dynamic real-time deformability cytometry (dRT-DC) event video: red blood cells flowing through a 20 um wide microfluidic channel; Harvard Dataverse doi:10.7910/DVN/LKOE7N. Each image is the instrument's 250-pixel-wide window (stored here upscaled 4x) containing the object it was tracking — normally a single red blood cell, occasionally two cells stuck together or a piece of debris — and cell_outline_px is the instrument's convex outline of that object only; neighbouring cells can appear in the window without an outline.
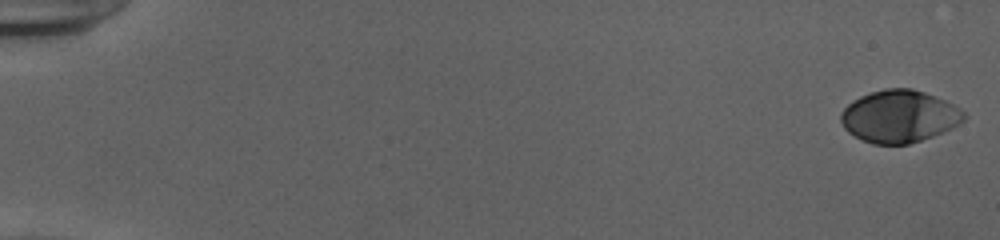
{"species": "human", "species_latin": "Homo sapiens", "temperature_condition": "cold", "stored_images_in_passage": 54, "camera_frame_rate_fps": 3000, "um_per_image_px": 0.085, "donor": {"sex": "female"}, "frame": {"image": 1, "passage_image": 1, "time_ms": 0.0, "image_size_px": [1000, 240], "cell_outline_px": [[964, 120], [960, 124], [952, 128], [932, 136], [908, 144], [872, 144], [848, 132], [844, 128], [840, 120], [840, 112], [852, 100], [860, 96], [884, 88], [912, 88], [924, 92], [944, 100], [952, 104], [964, 112]], "centroid_in_image_um": [76.41, 9.88], "position_along_channel_um": 8.6, "area_um2": 37.34}}
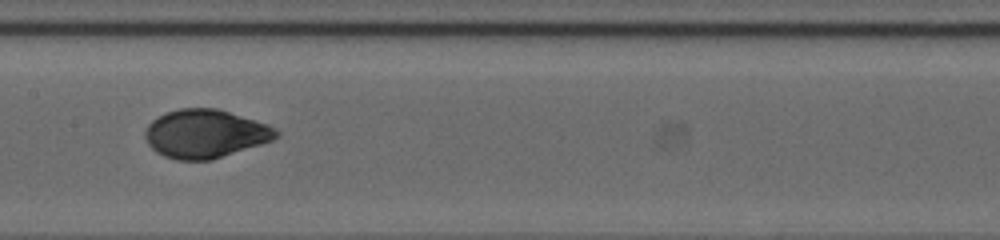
{"frame": {"image": 2, "passage_image": 29, "time_ms": 9.333, "image_size_px": [1000, 240], "cell_outline_px": [[280, 136], [272, 140], [212, 160], [176, 160], [164, 156], [156, 152], [148, 144], [144, 136], [144, 132], [148, 124], [152, 120], [164, 112], [180, 108], [216, 108], [268, 124], [276, 128], [280, 132]], "centroid_in_image_um": [17.43, 11.36], "position_along_channel_um": 190.0, "area_um2": 37.11}}
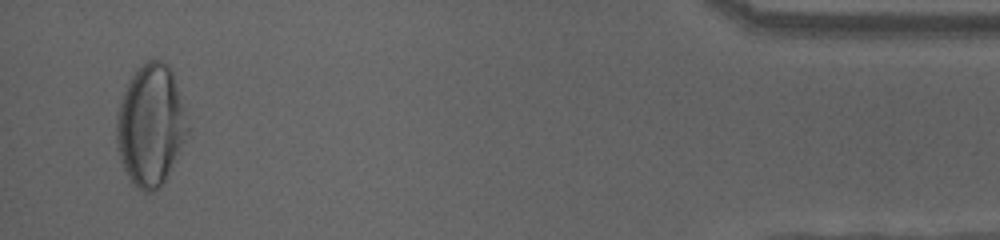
{"frame": {"image": 3, "passage_image": 52, "time_ms": 17.0, "image_size_px": [1000, 240], "cell_outline_px": [[188, 132], [164, 180], [152, 192], [144, 192], [136, 188], [132, 184], [120, 160], [116, 144], [116, 112], [120, 100], [128, 80], [148, 60], [160, 60], [168, 64], [172, 72], [188, 128]], "centroid_in_image_um": [12.74, 10.65], "position_along_channel_um": 422.5, "area_um2": 49.25}, "authors_computed_cell_mechanics": {"area_um2": 36.9631, "velocity_mm_per_s": 3.9019, "shape_relaxation_time_tau1_ms": 3.7248, "shape_relaxation_time_tau2_ms": null, "deformation_change_tau1": 0.1772, "deformation_change_tau2": null}}